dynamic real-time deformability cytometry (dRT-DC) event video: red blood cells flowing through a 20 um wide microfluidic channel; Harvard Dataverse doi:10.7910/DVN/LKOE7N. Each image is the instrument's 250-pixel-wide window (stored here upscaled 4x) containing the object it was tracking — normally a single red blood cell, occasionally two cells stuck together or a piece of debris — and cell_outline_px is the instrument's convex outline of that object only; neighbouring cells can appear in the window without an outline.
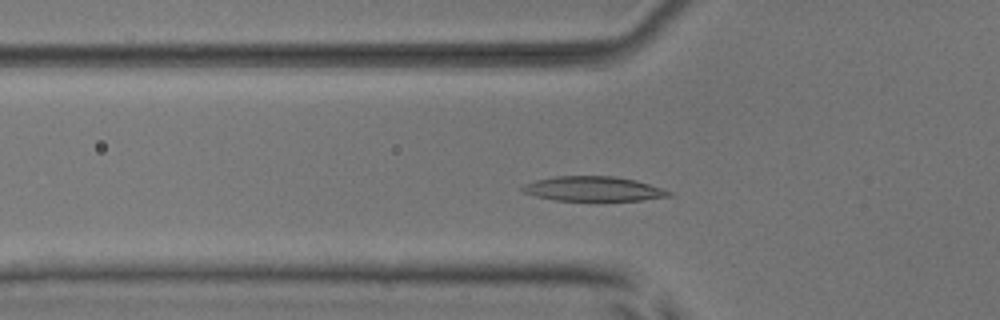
{"species": "common noctule bat (a hibernating species)", "species_latin": "Nyctalus noctula", "temperature_condition": "room temperature", "stored_images_in_passage": 48, "camera_frame_rate_fps": 3000, "um_per_image_px": 0.085, "animal": {"sex": "male", "body_mass_g": 17.9, "forearm_length_mm": 54.2}, "frame": {"image": 1, "passage_image": 13, "time_ms": 4.0, "image_size_px": [1000, 320], "cell_outline_px": [[672, 196], [640, 200], [556, 200], [536, 196], [524, 192], [520, 188], [524, 184], [536, 180], [556, 176], [616, 176], [636, 180], [672, 192]], "centroid_in_image_um": [50.43, 16.04], "position_along_channel_um": 75.4, "area_um2": 20.81}}
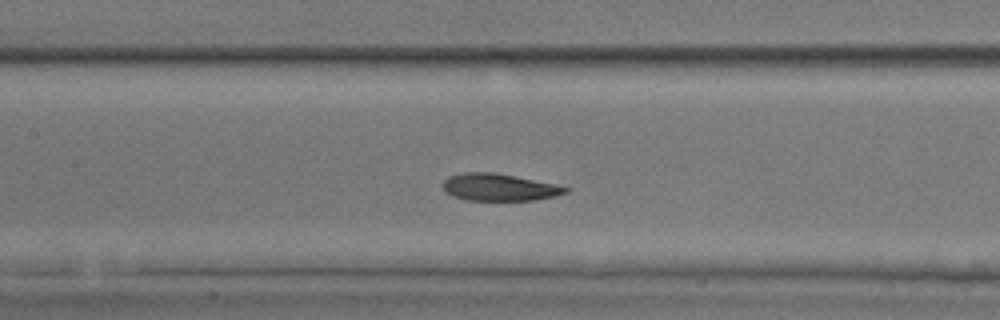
{"frame": {"image": 2, "passage_image": 20, "time_ms": 6.333, "image_size_px": [1000, 320], "cell_outline_px": [[572, 188], [568, 192], [552, 196], [532, 200], [468, 200], [452, 196], [444, 192], [444, 180], [448, 176], [464, 172], [492, 172], [556, 184]], "centroid_in_image_um": [42.41, 15.91], "position_along_channel_um": 165.0, "area_um2": 19.25}}
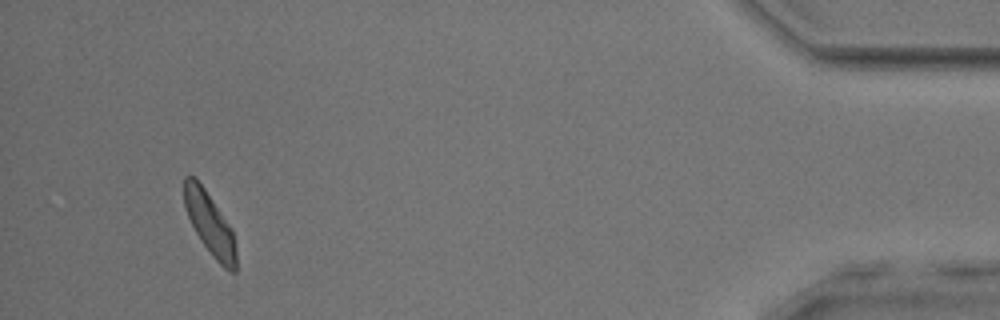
{"frame": {"image": 3, "passage_image": 45, "time_ms": 14.667, "image_size_px": [1000, 320], "cell_outline_px": [[236, 272], [228, 272], [212, 256], [200, 240], [184, 208], [184, 176], [196, 176], [232, 228], [236, 248]], "centroid_in_image_um": [17.84, 19.02], "position_along_channel_um": 417.4, "area_um2": 18.96}, "authors_computed_cell_mechanics": {"area_um2": 20.1722, "velocity_mm_per_s": 3.8476, "shape_relaxation_time_tau1_ms": 3.2236, "shape_relaxation_time_tau2_ms": 3.141, "deformation_change_tau1": 0.1434, "deformation_change_tau2": 0.0698}}